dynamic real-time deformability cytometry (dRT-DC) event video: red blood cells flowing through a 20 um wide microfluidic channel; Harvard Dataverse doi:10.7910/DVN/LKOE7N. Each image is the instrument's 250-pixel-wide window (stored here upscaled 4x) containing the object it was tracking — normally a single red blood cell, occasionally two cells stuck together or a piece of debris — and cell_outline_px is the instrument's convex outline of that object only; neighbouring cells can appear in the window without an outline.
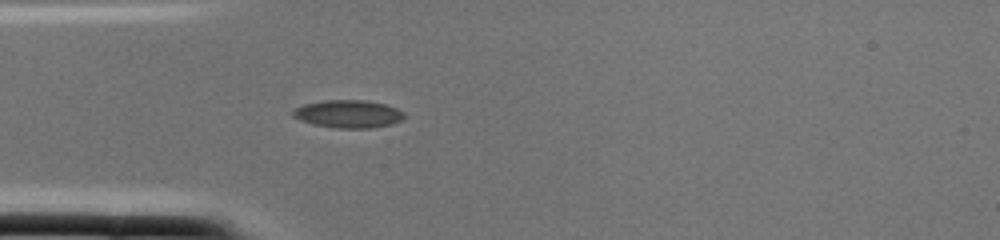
{"species": "common noctule bat (a hibernating species)", "species_latin": "Nyctalus noctula", "temperature_condition": "cold", "stored_images_in_passage": 2, "camera_frame_rate_fps": 3000, "um_per_image_px": 0.085, "animal": {"sex": "female", "body_mass_g": 22.0, "forearm_length_mm": 56.7}, "frame": {"image": 1, "passage_image": 2, "time_ms": 0.333, "image_size_px": [1000, 240], "cell_outline_px": [[404, 116], [400, 120], [392, 124], [372, 128], [336, 128], [312, 124], [300, 120], [292, 116], [292, 112], [296, 108], [304, 104], [324, 100], [364, 100], [384, 104], [396, 108], [404, 112]], "centroid_in_image_um": [29.59, 9.69], "position_along_channel_um": 55.4, "area_um2": 17.98}}